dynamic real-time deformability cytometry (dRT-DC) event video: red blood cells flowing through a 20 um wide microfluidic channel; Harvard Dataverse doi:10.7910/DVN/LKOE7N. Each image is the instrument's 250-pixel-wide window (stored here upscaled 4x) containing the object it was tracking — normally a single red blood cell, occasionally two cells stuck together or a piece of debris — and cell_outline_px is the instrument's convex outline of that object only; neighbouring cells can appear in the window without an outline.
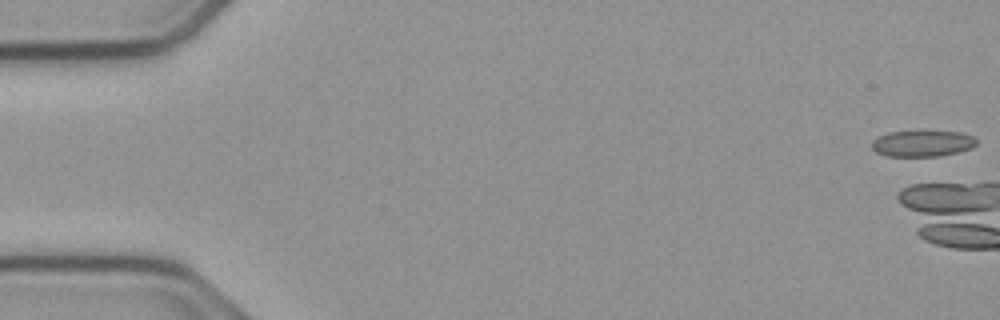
{"species": "common noctule bat (a hibernating species)", "species_latin": "Nyctalus noctula", "temperature_condition": "cold", "stored_images_in_passage": 5, "camera_frame_rate_fps": 3000, "um_per_image_px": 0.085, "animal": {"sex": "male", "body_mass_g": 23.1, "forearm_length_mm": 52.7}, "frame": {"image": 1, "passage_image": 1, "time_ms": 0.0, "image_size_px": [1000, 320], "cell_outline_px": [[976, 144], [972, 148], [940, 156], [888, 156], [876, 152], [872, 148], [872, 140], [888, 132], [924, 128], [960, 132], [972, 136], [976, 140]], "centroid_in_image_um": [78.4, 12.14], "position_along_channel_um": 6.6, "area_um2": 16.7}}